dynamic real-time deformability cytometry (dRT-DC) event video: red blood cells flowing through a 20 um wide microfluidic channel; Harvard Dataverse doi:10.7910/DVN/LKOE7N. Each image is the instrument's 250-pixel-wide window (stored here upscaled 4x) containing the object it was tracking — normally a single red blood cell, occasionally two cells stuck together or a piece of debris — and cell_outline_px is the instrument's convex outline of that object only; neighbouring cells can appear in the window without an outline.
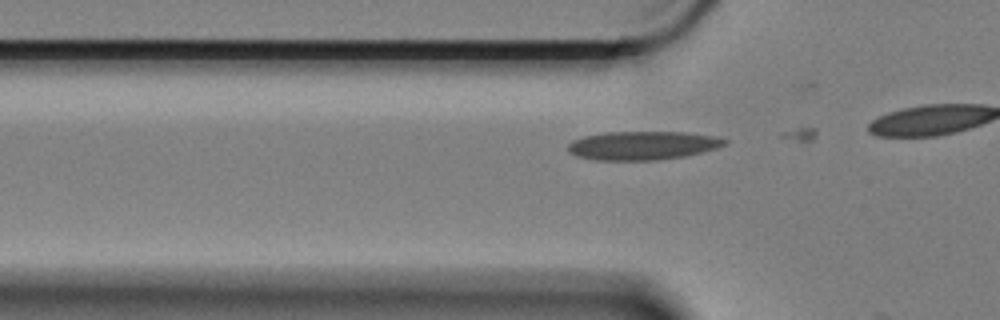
{"species": "Egyptian fruit bat (a non-hibernating species)", "species_latin": "Rousettus aegyptiacus", "temperature_condition": "cold", "stored_images_in_passage": 16, "camera_frame_rate_fps": 3000, "um_per_image_px": 0.085, "animal": {"sex": "female"}, "frame": {"image": 1, "passage_image": 15, "time_ms": 4.667, "image_size_px": [1000, 320], "cell_outline_px": [[728, 140], [724, 144], [716, 148], [684, 156], [656, 160], [592, 160], [576, 156], [568, 152], [568, 144], [572, 140], [584, 136], [604, 132], [684, 132], [716, 136]], "centroid_in_image_um": [54.56, 12.36], "position_along_channel_um": 71.2, "area_um2": 26.13}}